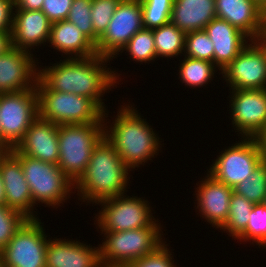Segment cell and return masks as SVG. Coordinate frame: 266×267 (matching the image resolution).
Instances as JSON below:
<instances>
[{"instance_id": "obj_48", "label": "cell", "mask_w": 266, "mask_h": 267, "mask_svg": "<svg viewBox=\"0 0 266 267\" xmlns=\"http://www.w3.org/2000/svg\"><path fill=\"white\" fill-rule=\"evenodd\" d=\"M263 204L266 206V197H265V200H264Z\"/></svg>"}, {"instance_id": "obj_9", "label": "cell", "mask_w": 266, "mask_h": 267, "mask_svg": "<svg viewBox=\"0 0 266 267\" xmlns=\"http://www.w3.org/2000/svg\"><path fill=\"white\" fill-rule=\"evenodd\" d=\"M39 116L36 88L0 93L1 146L15 148Z\"/></svg>"}, {"instance_id": "obj_20", "label": "cell", "mask_w": 266, "mask_h": 267, "mask_svg": "<svg viewBox=\"0 0 266 267\" xmlns=\"http://www.w3.org/2000/svg\"><path fill=\"white\" fill-rule=\"evenodd\" d=\"M49 237L46 250V267H102L97 247L79 240ZM91 245V246H90Z\"/></svg>"}, {"instance_id": "obj_16", "label": "cell", "mask_w": 266, "mask_h": 267, "mask_svg": "<svg viewBox=\"0 0 266 267\" xmlns=\"http://www.w3.org/2000/svg\"><path fill=\"white\" fill-rule=\"evenodd\" d=\"M38 63L33 53L13 47L1 55L0 93L36 88Z\"/></svg>"}, {"instance_id": "obj_4", "label": "cell", "mask_w": 266, "mask_h": 267, "mask_svg": "<svg viewBox=\"0 0 266 267\" xmlns=\"http://www.w3.org/2000/svg\"><path fill=\"white\" fill-rule=\"evenodd\" d=\"M157 220L144 228L100 232L105 237L99 244L102 267H125L128 263L154 252L165 242L161 223Z\"/></svg>"}, {"instance_id": "obj_10", "label": "cell", "mask_w": 266, "mask_h": 267, "mask_svg": "<svg viewBox=\"0 0 266 267\" xmlns=\"http://www.w3.org/2000/svg\"><path fill=\"white\" fill-rule=\"evenodd\" d=\"M225 150L207 169V173L225 185L235 188L247 179L263 161L261 146L257 138H244Z\"/></svg>"}, {"instance_id": "obj_5", "label": "cell", "mask_w": 266, "mask_h": 267, "mask_svg": "<svg viewBox=\"0 0 266 267\" xmlns=\"http://www.w3.org/2000/svg\"><path fill=\"white\" fill-rule=\"evenodd\" d=\"M36 90L39 116L58 126L95 124L103 118L104 111L92 99L50 90L39 78Z\"/></svg>"}, {"instance_id": "obj_31", "label": "cell", "mask_w": 266, "mask_h": 267, "mask_svg": "<svg viewBox=\"0 0 266 267\" xmlns=\"http://www.w3.org/2000/svg\"><path fill=\"white\" fill-rule=\"evenodd\" d=\"M145 29H156L170 22L174 0H140Z\"/></svg>"}, {"instance_id": "obj_3", "label": "cell", "mask_w": 266, "mask_h": 267, "mask_svg": "<svg viewBox=\"0 0 266 267\" xmlns=\"http://www.w3.org/2000/svg\"><path fill=\"white\" fill-rule=\"evenodd\" d=\"M115 148L103 137L93 148L86 170L74 183L78 200L86 205L127 192L131 175ZM76 189V190H75ZM89 203V204H88Z\"/></svg>"}, {"instance_id": "obj_23", "label": "cell", "mask_w": 266, "mask_h": 267, "mask_svg": "<svg viewBox=\"0 0 266 267\" xmlns=\"http://www.w3.org/2000/svg\"><path fill=\"white\" fill-rule=\"evenodd\" d=\"M48 43L56 52H62L61 56L68 55L66 58H86L97 54L96 46L68 20L52 23Z\"/></svg>"}, {"instance_id": "obj_34", "label": "cell", "mask_w": 266, "mask_h": 267, "mask_svg": "<svg viewBox=\"0 0 266 267\" xmlns=\"http://www.w3.org/2000/svg\"><path fill=\"white\" fill-rule=\"evenodd\" d=\"M28 218L6 205H0V251Z\"/></svg>"}, {"instance_id": "obj_1", "label": "cell", "mask_w": 266, "mask_h": 267, "mask_svg": "<svg viewBox=\"0 0 266 267\" xmlns=\"http://www.w3.org/2000/svg\"><path fill=\"white\" fill-rule=\"evenodd\" d=\"M111 60L98 54L86 58L60 59V62L51 64L52 66L41 68L43 66L38 65V78L50 90L70 92L92 99L105 111L103 95L110 92L112 87L117 88L121 81V74L106 66Z\"/></svg>"}, {"instance_id": "obj_19", "label": "cell", "mask_w": 266, "mask_h": 267, "mask_svg": "<svg viewBox=\"0 0 266 267\" xmlns=\"http://www.w3.org/2000/svg\"><path fill=\"white\" fill-rule=\"evenodd\" d=\"M51 26L52 22L41 10H14L12 47L32 52L41 44L48 45Z\"/></svg>"}, {"instance_id": "obj_43", "label": "cell", "mask_w": 266, "mask_h": 267, "mask_svg": "<svg viewBox=\"0 0 266 267\" xmlns=\"http://www.w3.org/2000/svg\"><path fill=\"white\" fill-rule=\"evenodd\" d=\"M0 205H6L5 190L1 174H0Z\"/></svg>"}, {"instance_id": "obj_15", "label": "cell", "mask_w": 266, "mask_h": 267, "mask_svg": "<svg viewBox=\"0 0 266 267\" xmlns=\"http://www.w3.org/2000/svg\"><path fill=\"white\" fill-rule=\"evenodd\" d=\"M0 174L4 184L6 206L21 212L28 219H39L35 214L37 209L20 159L11 150H5L0 155Z\"/></svg>"}, {"instance_id": "obj_35", "label": "cell", "mask_w": 266, "mask_h": 267, "mask_svg": "<svg viewBox=\"0 0 266 267\" xmlns=\"http://www.w3.org/2000/svg\"><path fill=\"white\" fill-rule=\"evenodd\" d=\"M121 0H92L91 17L94 32L100 37L107 29Z\"/></svg>"}, {"instance_id": "obj_8", "label": "cell", "mask_w": 266, "mask_h": 267, "mask_svg": "<svg viewBox=\"0 0 266 267\" xmlns=\"http://www.w3.org/2000/svg\"><path fill=\"white\" fill-rule=\"evenodd\" d=\"M95 214L94 225L99 232H117L152 226L155 219L147 199L138 196H128L127 193L101 200L96 205L100 206ZM96 222V224H95Z\"/></svg>"}, {"instance_id": "obj_21", "label": "cell", "mask_w": 266, "mask_h": 267, "mask_svg": "<svg viewBox=\"0 0 266 267\" xmlns=\"http://www.w3.org/2000/svg\"><path fill=\"white\" fill-rule=\"evenodd\" d=\"M204 30L213 42L214 64L220 74L251 41L241 30L218 17H215Z\"/></svg>"}, {"instance_id": "obj_39", "label": "cell", "mask_w": 266, "mask_h": 267, "mask_svg": "<svg viewBox=\"0 0 266 267\" xmlns=\"http://www.w3.org/2000/svg\"><path fill=\"white\" fill-rule=\"evenodd\" d=\"M44 0H14V10H42Z\"/></svg>"}, {"instance_id": "obj_24", "label": "cell", "mask_w": 266, "mask_h": 267, "mask_svg": "<svg viewBox=\"0 0 266 267\" xmlns=\"http://www.w3.org/2000/svg\"><path fill=\"white\" fill-rule=\"evenodd\" d=\"M215 17V0H174L170 22L189 33L204 30Z\"/></svg>"}, {"instance_id": "obj_45", "label": "cell", "mask_w": 266, "mask_h": 267, "mask_svg": "<svg viewBox=\"0 0 266 267\" xmlns=\"http://www.w3.org/2000/svg\"><path fill=\"white\" fill-rule=\"evenodd\" d=\"M5 151V149L0 145V155Z\"/></svg>"}, {"instance_id": "obj_33", "label": "cell", "mask_w": 266, "mask_h": 267, "mask_svg": "<svg viewBox=\"0 0 266 267\" xmlns=\"http://www.w3.org/2000/svg\"><path fill=\"white\" fill-rule=\"evenodd\" d=\"M184 56L214 63V46L205 30L186 33Z\"/></svg>"}, {"instance_id": "obj_47", "label": "cell", "mask_w": 266, "mask_h": 267, "mask_svg": "<svg viewBox=\"0 0 266 267\" xmlns=\"http://www.w3.org/2000/svg\"><path fill=\"white\" fill-rule=\"evenodd\" d=\"M0 145H1V124H0Z\"/></svg>"}, {"instance_id": "obj_36", "label": "cell", "mask_w": 266, "mask_h": 267, "mask_svg": "<svg viewBox=\"0 0 266 267\" xmlns=\"http://www.w3.org/2000/svg\"><path fill=\"white\" fill-rule=\"evenodd\" d=\"M165 243L167 242L160 245L154 252L128 263L125 267H177V263L173 260L174 254H171L174 252Z\"/></svg>"}, {"instance_id": "obj_18", "label": "cell", "mask_w": 266, "mask_h": 267, "mask_svg": "<svg viewBox=\"0 0 266 267\" xmlns=\"http://www.w3.org/2000/svg\"><path fill=\"white\" fill-rule=\"evenodd\" d=\"M11 151L57 165L59 162L58 125L38 116L31 123L24 138Z\"/></svg>"}, {"instance_id": "obj_41", "label": "cell", "mask_w": 266, "mask_h": 267, "mask_svg": "<svg viewBox=\"0 0 266 267\" xmlns=\"http://www.w3.org/2000/svg\"><path fill=\"white\" fill-rule=\"evenodd\" d=\"M261 44H266V10L263 11L261 32L257 39Z\"/></svg>"}, {"instance_id": "obj_38", "label": "cell", "mask_w": 266, "mask_h": 267, "mask_svg": "<svg viewBox=\"0 0 266 267\" xmlns=\"http://www.w3.org/2000/svg\"><path fill=\"white\" fill-rule=\"evenodd\" d=\"M14 8V0H0V31L11 32Z\"/></svg>"}, {"instance_id": "obj_22", "label": "cell", "mask_w": 266, "mask_h": 267, "mask_svg": "<svg viewBox=\"0 0 266 267\" xmlns=\"http://www.w3.org/2000/svg\"><path fill=\"white\" fill-rule=\"evenodd\" d=\"M215 11L251 40L258 39L264 10L254 0H215Z\"/></svg>"}, {"instance_id": "obj_28", "label": "cell", "mask_w": 266, "mask_h": 267, "mask_svg": "<svg viewBox=\"0 0 266 267\" xmlns=\"http://www.w3.org/2000/svg\"><path fill=\"white\" fill-rule=\"evenodd\" d=\"M126 51L136 63H150L157 59L153 30L145 29L134 34L128 43L120 50V55Z\"/></svg>"}, {"instance_id": "obj_46", "label": "cell", "mask_w": 266, "mask_h": 267, "mask_svg": "<svg viewBox=\"0 0 266 267\" xmlns=\"http://www.w3.org/2000/svg\"><path fill=\"white\" fill-rule=\"evenodd\" d=\"M0 267H4L1 259V254H0Z\"/></svg>"}, {"instance_id": "obj_13", "label": "cell", "mask_w": 266, "mask_h": 267, "mask_svg": "<svg viewBox=\"0 0 266 267\" xmlns=\"http://www.w3.org/2000/svg\"><path fill=\"white\" fill-rule=\"evenodd\" d=\"M229 90L266 89V49L251 40L222 71Z\"/></svg>"}, {"instance_id": "obj_44", "label": "cell", "mask_w": 266, "mask_h": 267, "mask_svg": "<svg viewBox=\"0 0 266 267\" xmlns=\"http://www.w3.org/2000/svg\"><path fill=\"white\" fill-rule=\"evenodd\" d=\"M263 10H266V0H254Z\"/></svg>"}, {"instance_id": "obj_30", "label": "cell", "mask_w": 266, "mask_h": 267, "mask_svg": "<svg viewBox=\"0 0 266 267\" xmlns=\"http://www.w3.org/2000/svg\"><path fill=\"white\" fill-rule=\"evenodd\" d=\"M234 192L254 204L263 203L266 197V163L262 161L252 175L234 188Z\"/></svg>"}, {"instance_id": "obj_42", "label": "cell", "mask_w": 266, "mask_h": 267, "mask_svg": "<svg viewBox=\"0 0 266 267\" xmlns=\"http://www.w3.org/2000/svg\"><path fill=\"white\" fill-rule=\"evenodd\" d=\"M262 151L263 161L266 163V128L264 131L257 137Z\"/></svg>"}, {"instance_id": "obj_26", "label": "cell", "mask_w": 266, "mask_h": 267, "mask_svg": "<svg viewBox=\"0 0 266 267\" xmlns=\"http://www.w3.org/2000/svg\"><path fill=\"white\" fill-rule=\"evenodd\" d=\"M183 57V60L179 63L180 66H178L179 79L182 84L184 83L185 86L191 88H200L214 80L212 78L218 71V67L213 62Z\"/></svg>"}, {"instance_id": "obj_17", "label": "cell", "mask_w": 266, "mask_h": 267, "mask_svg": "<svg viewBox=\"0 0 266 267\" xmlns=\"http://www.w3.org/2000/svg\"><path fill=\"white\" fill-rule=\"evenodd\" d=\"M206 174L200 183H196V212L200 213L205 222L219 229L228 219L230 198L234 189Z\"/></svg>"}, {"instance_id": "obj_25", "label": "cell", "mask_w": 266, "mask_h": 267, "mask_svg": "<svg viewBox=\"0 0 266 267\" xmlns=\"http://www.w3.org/2000/svg\"><path fill=\"white\" fill-rule=\"evenodd\" d=\"M157 58H174L184 55L186 33L169 22L153 29Z\"/></svg>"}, {"instance_id": "obj_6", "label": "cell", "mask_w": 266, "mask_h": 267, "mask_svg": "<svg viewBox=\"0 0 266 267\" xmlns=\"http://www.w3.org/2000/svg\"><path fill=\"white\" fill-rule=\"evenodd\" d=\"M104 137V119L95 124L58 126V167L75 183L86 170L93 148Z\"/></svg>"}, {"instance_id": "obj_32", "label": "cell", "mask_w": 266, "mask_h": 267, "mask_svg": "<svg viewBox=\"0 0 266 267\" xmlns=\"http://www.w3.org/2000/svg\"><path fill=\"white\" fill-rule=\"evenodd\" d=\"M91 6L92 0H73L67 20L75 24L96 45L99 36L93 30Z\"/></svg>"}, {"instance_id": "obj_14", "label": "cell", "mask_w": 266, "mask_h": 267, "mask_svg": "<svg viewBox=\"0 0 266 267\" xmlns=\"http://www.w3.org/2000/svg\"><path fill=\"white\" fill-rule=\"evenodd\" d=\"M229 98L235 132L244 138H257L266 128V89L231 90Z\"/></svg>"}, {"instance_id": "obj_7", "label": "cell", "mask_w": 266, "mask_h": 267, "mask_svg": "<svg viewBox=\"0 0 266 267\" xmlns=\"http://www.w3.org/2000/svg\"><path fill=\"white\" fill-rule=\"evenodd\" d=\"M14 154L20 159L34 205L40 203L44 204V207L51 206L57 209L71 198V193H76L73 192L74 183L58 165L31 158L22 153Z\"/></svg>"}, {"instance_id": "obj_11", "label": "cell", "mask_w": 266, "mask_h": 267, "mask_svg": "<svg viewBox=\"0 0 266 267\" xmlns=\"http://www.w3.org/2000/svg\"><path fill=\"white\" fill-rule=\"evenodd\" d=\"M41 219H27L0 251L4 267H46L49 238Z\"/></svg>"}, {"instance_id": "obj_40", "label": "cell", "mask_w": 266, "mask_h": 267, "mask_svg": "<svg viewBox=\"0 0 266 267\" xmlns=\"http://www.w3.org/2000/svg\"><path fill=\"white\" fill-rule=\"evenodd\" d=\"M12 48L11 32L0 31V56Z\"/></svg>"}, {"instance_id": "obj_12", "label": "cell", "mask_w": 266, "mask_h": 267, "mask_svg": "<svg viewBox=\"0 0 266 267\" xmlns=\"http://www.w3.org/2000/svg\"><path fill=\"white\" fill-rule=\"evenodd\" d=\"M143 28L140 0H121L95 45L96 53L113 60L131 37Z\"/></svg>"}, {"instance_id": "obj_29", "label": "cell", "mask_w": 266, "mask_h": 267, "mask_svg": "<svg viewBox=\"0 0 266 267\" xmlns=\"http://www.w3.org/2000/svg\"><path fill=\"white\" fill-rule=\"evenodd\" d=\"M236 239L266 248V206L263 203L254 204L245 230Z\"/></svg>"}, {"instance_id": "obj_2", "label": "cell", "mask_w": 266, "mask_h": 267, "mask_svg": "<svg viewBox=\"0 0 266 267\" xmlns=\"http://www.w3.org/2000/svg\"><path fill=\"white\" fill-rule=\"evenodd\" d=\"M131 106V107H130ZM132 104L121 105L115 119L107 121L108 109L104 111V138L115 148L123 163L132 171L151 161L159 154L160 137L144 116ZM107 112V113H106ZM106 122V123H105ZM111 124L108 125L107 124ZM107 128V129H106ZM160 148V149H159Z\"/></svg>"}, {"instance_id": "obj_27", "label": "cell", "mask_w": 266, "mask_h": 267, "mask_svg": "<svg viewBox=\"0 0 266 267\" xmlns=\"http://www.w3.org/2000/svg\"><path fill=\"white\" fill-rule=\"evenodd\" d=\"M254 203L233 192L230 198L228 219L220 230L227 232L234 240L245 230Z\"/></svg>"}, {"instance_id": "obj_37", "label": "cell", "mask_w": 266, "mask_h": 267, "mask_svg": "<svg viewBox=\"0 0 266 267\" xmlns=\"http://www.w3.org/2000/svg\"><path fill=\"white\" fill-rule=\"evenodd\" d=\"M73 0H44L42 12L52 22L67 20Z\"/></svg>"}]
</instances>
